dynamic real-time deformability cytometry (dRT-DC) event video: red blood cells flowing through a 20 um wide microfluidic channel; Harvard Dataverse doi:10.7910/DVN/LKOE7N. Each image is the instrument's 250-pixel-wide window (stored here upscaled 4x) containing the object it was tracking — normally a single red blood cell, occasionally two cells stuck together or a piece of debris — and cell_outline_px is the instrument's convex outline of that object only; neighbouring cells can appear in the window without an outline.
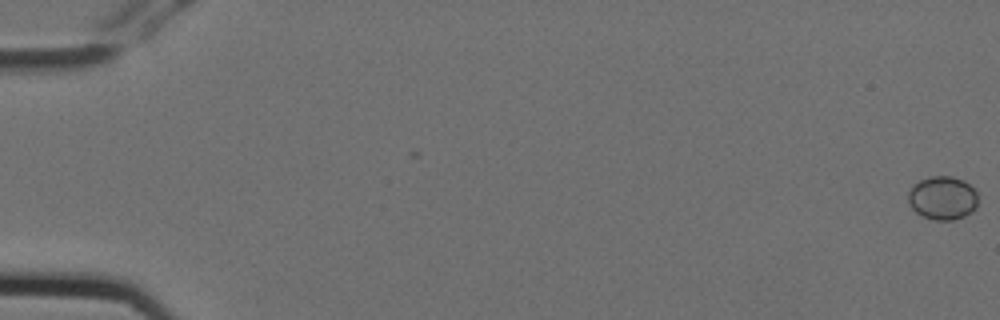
{"species": "Egyptian fruit bat (a non-hibernating species)", "species_latin": "Rousettus aegyptiacus", "temperature_condition": "cold", "stored_images_in_passage": 2, "camera_frame_rate_fps": 3000, "um_per_image_px": 0.085, "animal": {"sex": "female"}, "frame": {"image": 1, "passage_image": 2, "time_ms": 0.333, "image_size_px": [1000, 320], "cell_outline_px": [[976, 208], [972, 212], [964, 216], [952, 220], [936, 220], [924, 216], [916, 212], [908, 204], [908, 192], [912, 184], [920, 180], [932, 176], [952, 176], [964, 180], [976, 192]], "centroid_in_image_um": [80.09, 16.82], "position_along_channel_um": 4.9, "area_um2": 17.69}}